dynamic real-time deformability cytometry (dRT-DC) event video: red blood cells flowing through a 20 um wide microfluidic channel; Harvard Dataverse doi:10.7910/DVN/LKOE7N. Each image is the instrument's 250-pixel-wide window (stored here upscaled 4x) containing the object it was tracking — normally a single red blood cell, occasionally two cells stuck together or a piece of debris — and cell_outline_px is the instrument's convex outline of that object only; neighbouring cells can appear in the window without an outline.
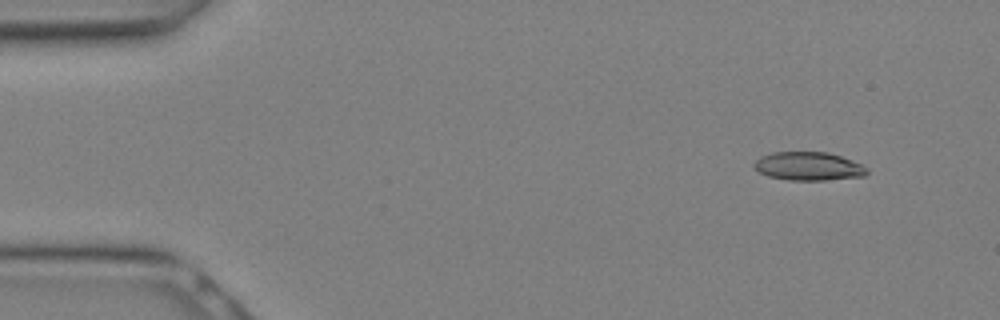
{"species": "Egyptian fruit bat (a non-hibernating species)", "species_latin": "Rousettus aegyptiacus", "temperature_condition": "warm", "stored_images_in_passage": 27, "camera_frame_rate_fps": 3000, "um_per_image_px": 0.085, "animal": {"sex": "female"}, "frame": {"image": 1, "passage_image": 2, "time_ms": 0.333, "image_size_px": [1000, 320], "cell_outline_px": [[868, 172], [864, 176], [824, 180], [788, 180], [768, 176], [760, 172], [752, 164], [760, 156], [772, 152], [828, 152], [840, 156], [860, 164], [868, 168]], "centroid_in_image_um": [68.7, 14.13], "position_along_channel_um": 16.3, "area_um2": 18.61}}
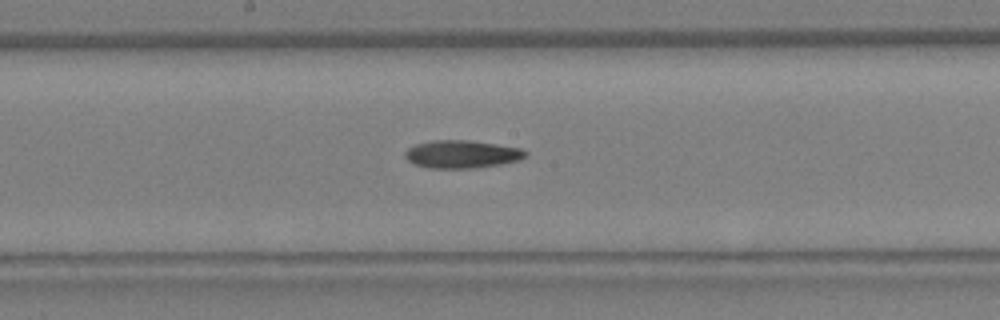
{"frame": {"image": 2, "passage_image": 14, "time_ms": 4.333, "image_size_px": [1000, 320], "cell_outline_px": [[528, 156], [520, 160], [500, 164], [472, 168], [428, 168], [416, 164], [408, 160], [404, 156], [404, 152], [408, 148], [416, 144], [432, 140], [468, 140], [524, 148], [528, 152]], "centroid_in_image_um": [39.29, 13.1], "position_along_channel_um": 208.9, "area_um2": 19.65}}
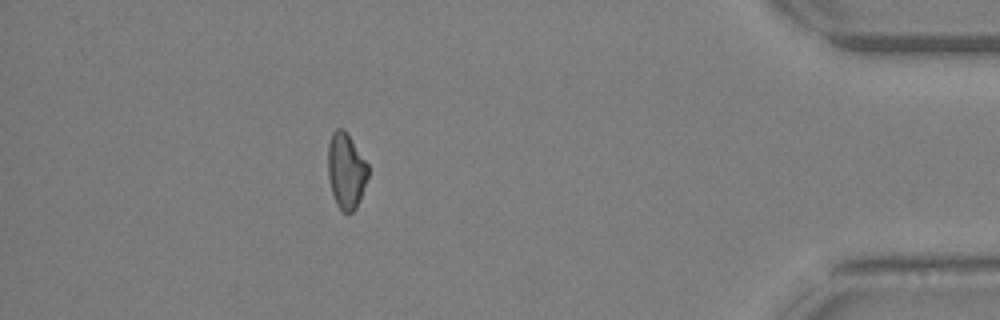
{"frame": {"image": 3, "passage_image": 24, "time_ms": 7.667, "image_size_px": [1000, 320], "cell_outline_px": [[368, 176], [356, 208], [352, 212], [340, 212], [336, 204], [332, 192], [328, 176], [328, 144], [332, 132], [336, 128], [344, 128], [348, 132], [368, 164]], "centroid_in_image_um": [29.41, 14.48], "position_along_channel_um": 405.8, "area_um2": 17.86}}